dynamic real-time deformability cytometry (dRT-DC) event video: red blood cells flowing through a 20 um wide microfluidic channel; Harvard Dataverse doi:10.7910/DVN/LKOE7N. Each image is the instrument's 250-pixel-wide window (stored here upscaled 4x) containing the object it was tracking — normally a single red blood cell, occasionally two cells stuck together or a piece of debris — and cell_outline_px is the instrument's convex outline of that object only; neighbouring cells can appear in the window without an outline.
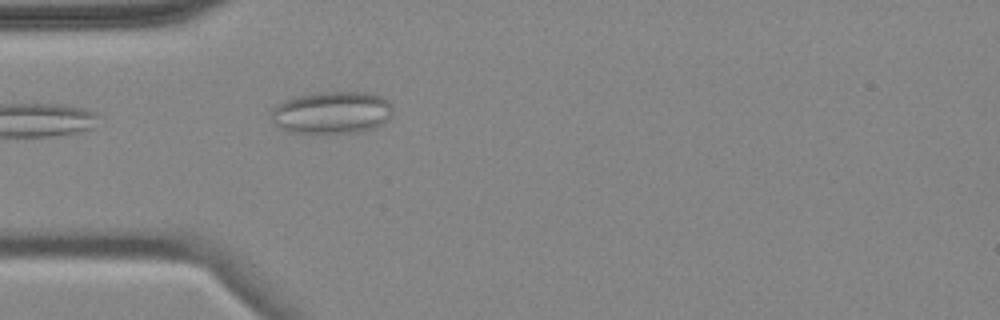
{"species": "common noctule bat (a hibernating species)", "species_latin": "Nyctalus noctula", "temperature_condition": "cold", "stored_images_in_passage": 2, "camera_frame_rate_fps": 3000, "um_per_image_px": 0.085, "animal": {"sex": "female", "body_mass_g": 18.4}, "frame": {"image": 1, "passage_image": 2, "time_ms": 1.333, "image_size_px": [1000, 320], "cell_outline_px": [[392, 116], [384, 124], [376, 128], [356, 132], [312, 136], [288, 132], [272, 124], [272, 108], [276, 104], [292, 96], [316, 92], [364, 92], [380, 96], [388, 100], [392, 104]], "centroid_in_image_um": [28.17, 9.61], "position_along_channel_um": 56.8, "area_um2": 31.33}}